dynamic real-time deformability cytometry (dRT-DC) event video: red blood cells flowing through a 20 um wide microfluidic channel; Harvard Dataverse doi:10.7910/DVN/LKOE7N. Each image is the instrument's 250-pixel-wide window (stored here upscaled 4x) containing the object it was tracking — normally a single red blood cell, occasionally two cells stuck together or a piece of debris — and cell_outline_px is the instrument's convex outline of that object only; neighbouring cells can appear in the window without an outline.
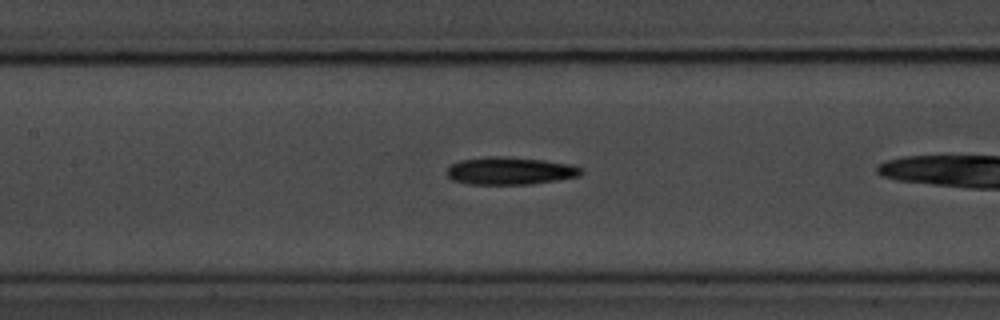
{"species": "common noctule bat (a hibernating species)", "species_latin": "Nyctalus noctula", "temperature_condition": "room temperature", "stored_images_in_passage": 35, "camera_frame_rate_fps": 3000, "um_per_image_px": 0.085, "animal": {"sex": "male", "body_mass_g": 20.1, "forearm_length_mm": 53.5}, "frame": {"image": 1, "passage_image": 16, "time_ms": 5.0, "image_size_px": [1000, 320], "cell_outline_px": [[584, 172], [580, 176], [532, 184], [468, 184], [452, 180], [444, 172], [452, 164], [460, 160], [488, 156], [504, 156], [544, 160], [572, 164], [584, 168]], "centroid_in_image_um": [43.37, 14.52], "position_along_channel_um": 164.0, "area_um2": 21.85}}
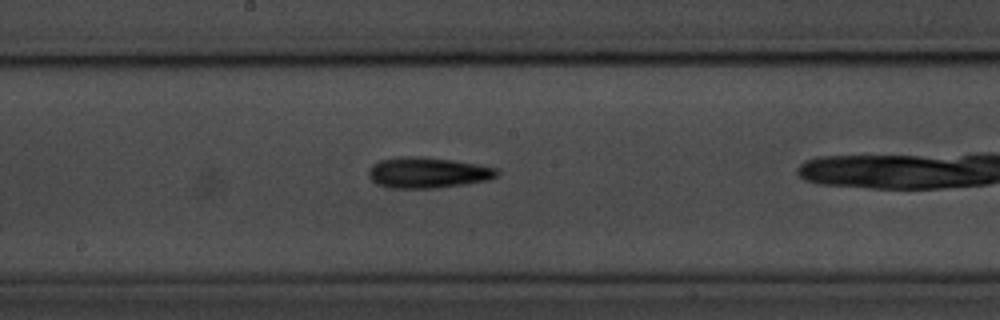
{"frame": {"image": 2, "passage_image": 20, "time_ms": 6.333, "image_size_px": [1000, 320], "cell_outline_px": [[500, 172], [496, 176], [488, 180], [464, 184], [436, 188], [392, 188], [376, 184], [368, 176], [368, 172], [372, 164], [380, 160], [400, 156], [420, 156], [452, 160], [476, 164], [496, 168]], "centroid_in_image_um": [36.32, 14.67], "position_along_channel_um": 211.9, "area_um2": 23.06}}